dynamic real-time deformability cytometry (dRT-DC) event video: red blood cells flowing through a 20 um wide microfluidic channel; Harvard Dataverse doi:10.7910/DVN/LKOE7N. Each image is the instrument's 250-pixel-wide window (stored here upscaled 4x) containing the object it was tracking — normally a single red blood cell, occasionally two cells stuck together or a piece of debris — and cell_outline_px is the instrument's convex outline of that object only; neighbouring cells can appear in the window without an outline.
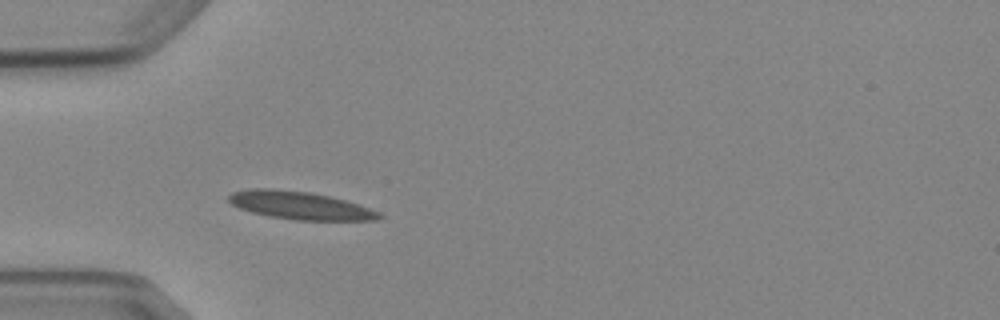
{"species": "Egyptian fruit bat (a non-hibernating species)", "species_latin": "Rousettus aegyptiacus", "temperature_condition": "cold", "stored_images_in_passage": 3, "camera_frame_rate_fps": 3000, "um_per_image_px": 0.085, "animal": {"sex": "female"}, "frame": {"image": 1, "passage_image": 3, "time_ms": 3.333, "image_size_px": [1000, 320], "cell_outline_px": [[384, 216], [380, 220], [296, 220], [272, 216], [252, 212], [240, 208], [232, 204], [228, 200], [228, 196], [232, 192], [248, 188], [272, 188], [312, 192], [332, 196], [360, 204], [380, 212]], "centroid_in_image_um": [25.55, 17.45], "position_along_channel_um": 59.5, "area_um2": 24.68}}